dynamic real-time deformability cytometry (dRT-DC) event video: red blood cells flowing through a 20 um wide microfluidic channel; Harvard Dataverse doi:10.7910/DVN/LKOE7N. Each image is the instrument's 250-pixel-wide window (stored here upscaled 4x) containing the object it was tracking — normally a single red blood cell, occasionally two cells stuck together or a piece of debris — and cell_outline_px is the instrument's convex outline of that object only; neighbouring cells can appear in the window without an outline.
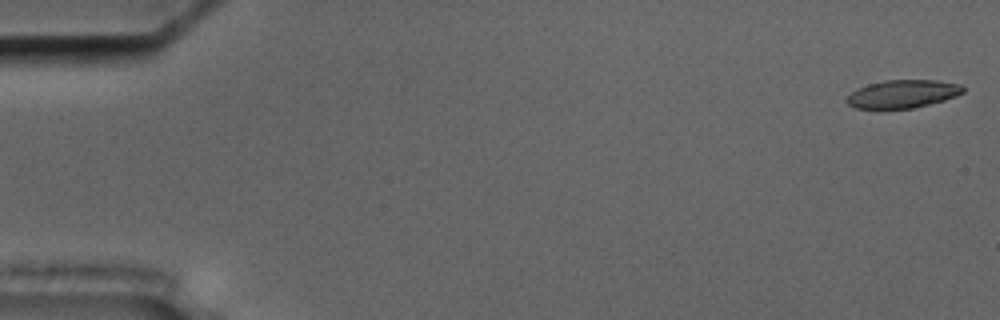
{"species": "common noctule bat (a hibernating species)", "species_latin": "Nyctalus noctula", "temperature_condition": "cold", "stored_images_in_passage": 57, "camera_frame_rate_fps": 3000, "um_per_image_px": 0.085, "animal": {"sex": "male", "body_mass_g": 17.5, "forearm_length_mm": 52.3}, "frame": {"image": 1, "passage_image": 1, "time_ms": 0.0, "image_size_px": [1000, 320], "cell_outline_px": [[964, 92], [956, 96], [944, 100], [912, 108], [880, 112], [856, 108], [848, 104], [848, 96], [856, 88], [868, 84], [884, 80], [936, 80], [960, 84], [964, 88]], "centroid_in_image_um": [76.67, 8.02], "position_along_channel_um": 8.3, "area_um2": 19.59}}
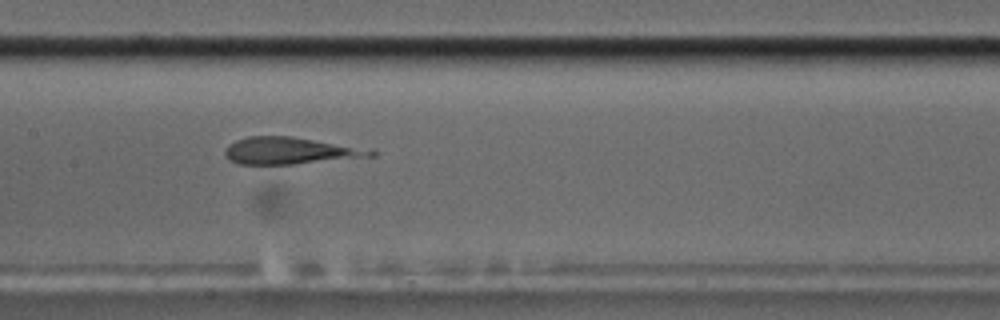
{"frame": {"image": 2, "passage_image": 28, "time_ms": 9.0, "image_size_px": [1000, 320], "cell_outline_px": [[376, 156], [292, 164], [236, 164], [228, 160], [224, 156], [224, 148], [228, 144], [236, 140], [248, 136], [292, 136], [376, 148]], "centroid_in_image_um": [24.73, 12.8], "position_along_channel_um": 182.7, "area_um2": 23.58}}
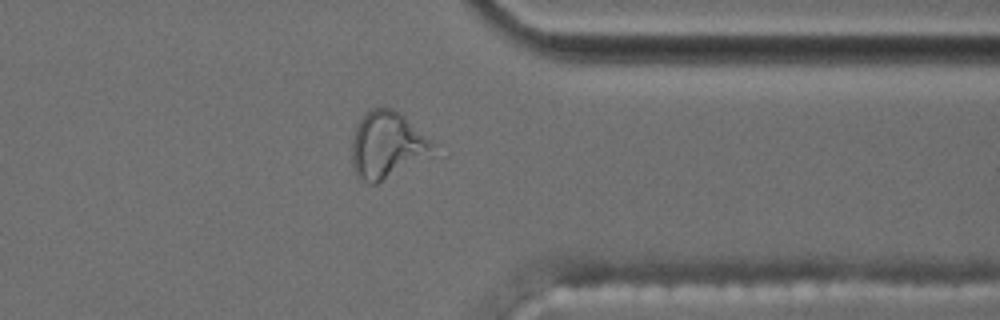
{"frame": {"image": 3, "passage_image": 45, "time_ms": 14.667, "image_size_px": [1000, 320], "cell_outline_px": [[432, 144], [428, 148], [376, 184], [372, 184], [356, 176], [352, 164], [352, 136], [364, 112], [372, 108], [392, 108], [400, 112]], "centroid_in_image_um": [32.68, 12.24], "position_along_channel_um": 378.7, "area_um2": 28.96}}